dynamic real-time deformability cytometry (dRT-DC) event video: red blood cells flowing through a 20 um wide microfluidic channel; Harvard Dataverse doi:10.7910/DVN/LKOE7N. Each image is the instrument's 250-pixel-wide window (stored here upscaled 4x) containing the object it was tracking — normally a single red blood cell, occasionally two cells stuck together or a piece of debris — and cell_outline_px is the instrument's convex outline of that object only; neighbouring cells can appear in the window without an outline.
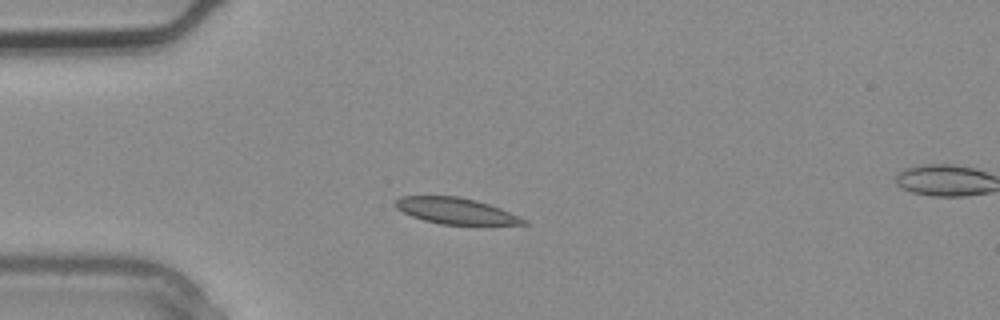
{"species": "common noctule bat (a hibernating species)", "species_latin": "Nyctalus noctula", "temperature_condition": "warm", "stored_images_in_passage": 4, "segment_of_instrument_passage": [1, 2], "camera_frame_rate_fps": 3000, "um_per_image_px": 0.085, "animal": {"sex": "male", "body_mass_g": 20.4}, "frame": {"image": 1, "passage_image": 3, "time_ms": 0.667, "image_size_px": [1000, 320], "cell_outline_px": [[528, 224], [440, 224], [424, 220], [412, 216], [396, 208], [396, 200], [400, 196], [460, 196], [476, 200], [500, 208], [528, 220]], "centroid_in_image_um": [38.74, 17.91], "position_along_channel_um": 46.3, "area_um2": 19.25}}